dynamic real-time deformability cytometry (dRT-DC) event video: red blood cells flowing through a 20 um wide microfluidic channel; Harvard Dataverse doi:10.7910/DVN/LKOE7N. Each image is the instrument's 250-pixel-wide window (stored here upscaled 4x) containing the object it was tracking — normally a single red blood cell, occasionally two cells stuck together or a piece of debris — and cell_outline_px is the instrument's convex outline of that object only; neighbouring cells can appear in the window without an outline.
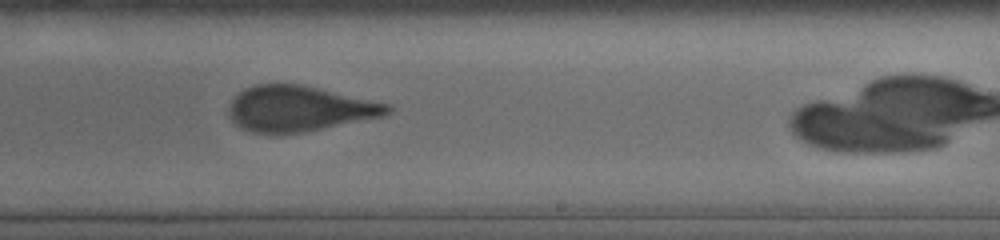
{"species": "human", "species_latin": "Homo sapiens", "temperature_condition": "cold", "stored_images_in_passage": 33, "camera_frame_rate_fps": 3000, "um_per_image_px": 0.085, "donor": {"sex": "male"}, "frame": {"image": 1, "passage_image": 24, "time_ms": 8.667, "image_size_px": [1000, 240], "cell_outline_px": [[392, 112], [384, 116], [304, 132], [276, 136], [268, 136], [252, 132], [240, 128], [228, 116], [228, 108], [232, 100], [244, 88], [256, 84], [300, 84], [392, 104]], "centroid_in_image_um": [25.41, 9.27], "position_along_channel_um": 263.6, "area_um2": 42.77}}
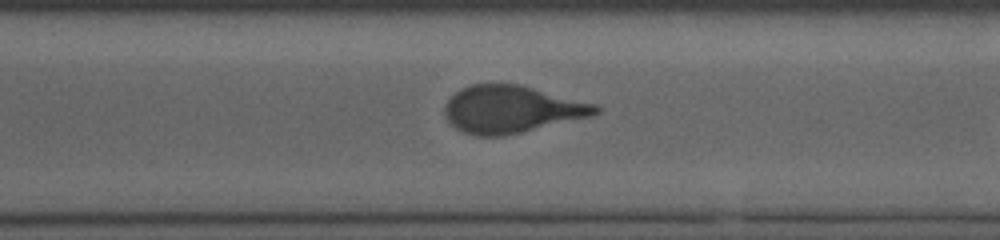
{"frame": {"image": 2, "passage_image": 29, "time_ms": 10.333, "image_size_px": [1000, 240], "cell_outline_px": [[600, 112], [592, 116], [504, 136], [476, 136], [464, 132], [456, 128], [448, 120], [444, 112], [444, 104], [460, 88], [472, 84], [516, 84], [596, 104], [600, 108]], "centroid_in_image_um": [43.46, 9.3], "position_along_channel_um": 327.1, "area_um2": 41.21}}
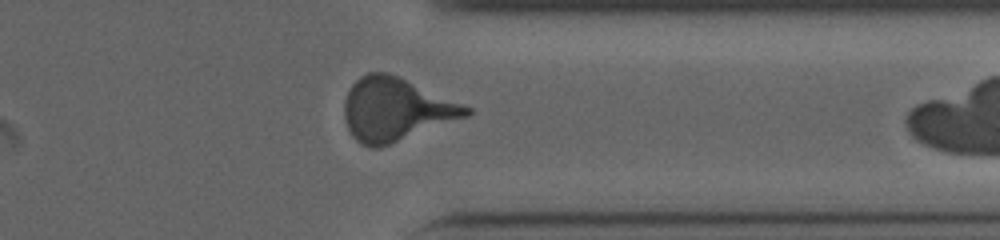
{"frame": {"image": 3, "passage_image": 32, "time_ms": 11.667, "image_size_px": [1000, 240], "cell_outline_px": [[472, 112], [468, 116], [388, 144], [376, 148], [372, 148], [356, 140], [352, 136], [348, 128], [344, 116], [344, 100], [352, 84], [360, 76], [368, 72], [388, 72], [472, 108]], "centroid_in_image_um": [33.61, 9.29], "position_along_channel_um": 377.8, "area_um2": 44.1}}